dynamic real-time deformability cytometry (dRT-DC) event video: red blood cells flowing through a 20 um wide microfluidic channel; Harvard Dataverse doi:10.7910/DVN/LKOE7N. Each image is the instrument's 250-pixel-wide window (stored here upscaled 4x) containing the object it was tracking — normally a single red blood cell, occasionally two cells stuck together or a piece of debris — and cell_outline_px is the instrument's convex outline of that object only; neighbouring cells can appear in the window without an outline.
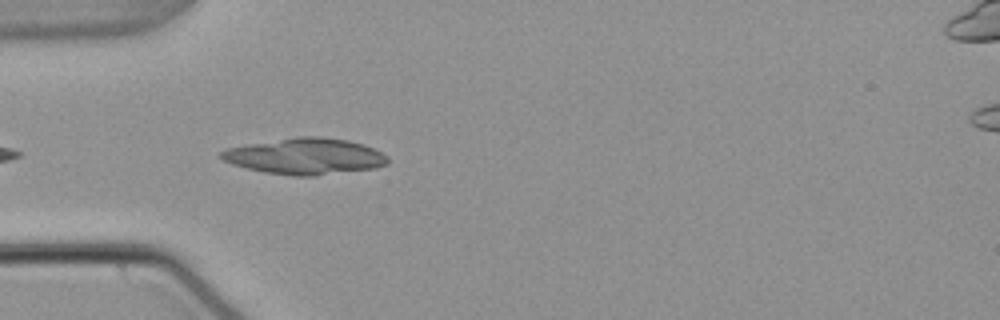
{"species": "common noctule bat (a hibernating species)", "species_latin": "Nyctalus noctula", "temperature_condition": "warm", "stored_images_in_passage": 16, "camera_frame_rate_fps": 3000, "um_per_image_px": 0.085, "animal": {"sex": "male", "body_mass_g": 21.5, "forearm_length_mm": 52.0}, "frame": {"image": 1, "passage_image": 3, "time_ms": 0.667, "image_size_px": [1000, 320], "cell_outline_px": [[388, 164], [376, 168], [312, 176], [292, 176], [264, 172], [232, 164], [224, 160], [220, 156], [220, 152], [228, 148], [296, 136], [320, 136], [348, 140], [364, 144], [388, 156]], "centroid_in_image_um": [25.98, 13.28], "position_along_channel_um": 59.0, "area_um2": 34.97}}